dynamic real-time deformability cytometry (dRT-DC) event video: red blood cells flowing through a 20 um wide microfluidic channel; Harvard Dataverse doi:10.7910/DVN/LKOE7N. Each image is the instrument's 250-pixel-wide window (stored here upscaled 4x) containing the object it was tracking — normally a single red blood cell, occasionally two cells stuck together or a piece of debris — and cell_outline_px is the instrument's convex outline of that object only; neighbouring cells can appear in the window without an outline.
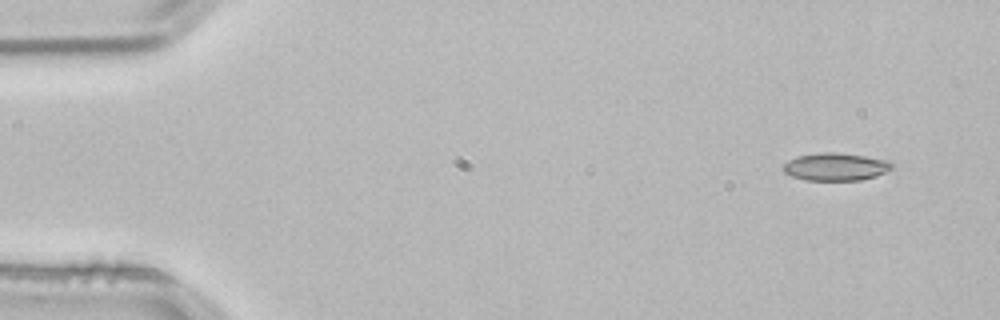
{"species": "common noctule bat (a hibernating species)", "species_latin": "Nyctalus noctula", "temperature_condition": "room temperature", "stored_images_in_passage": 3, "camera_frame_rate_fps": 3000, "um_per_image_px": 0.085, "animal": {"sex": "male", "body_mass_g": 21.5, "forearm_length_mm": 52.0}, "frame": {"image": 1, "passage_image": 1, "time_ms": 0.0, "image_size_px": [1000, 320], "cell_outline_px": [[896, 168], [876, 176], [860, 180], [804, 180], [792, 176], [784, 172], [784, 164], [788, 160], [796, 156], [820, 152], [836, 152], [864, 156], [888, 160]], "centroid_in_image_um": [71.05, 14.17], "position_along_channel_um": 14.0, "area_um2": 17.63}}
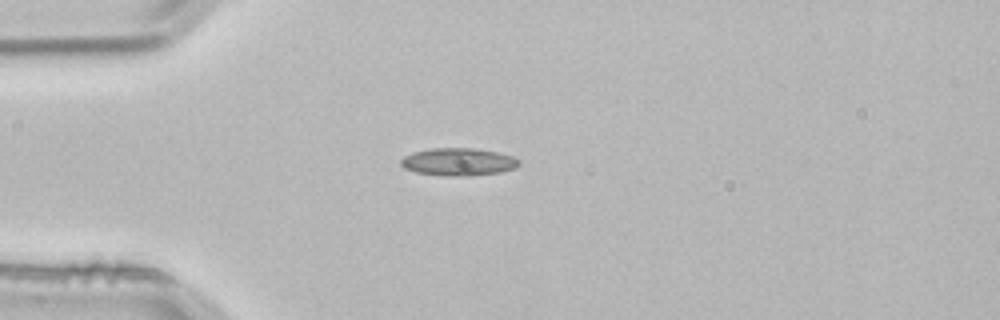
{"frame": {"image": 2, "passage_image": 3, "time_ms": 0.667, "image_size_px": [1000, 320], "cell_outline_px": [[520, 164], [516, 168], [500, 172], [472, 176], [444, 176], [416, 172], [404, 168], [400, 164], [400, 160], [404, 156], [412, 152], [432, 148], [472, 148], [496, 152], [512, 156], [520, 160]], "centroid_in_image_um": [38.96, 13.76], "position_along_channel_um": 46.0, "area_um2": 19.13}}